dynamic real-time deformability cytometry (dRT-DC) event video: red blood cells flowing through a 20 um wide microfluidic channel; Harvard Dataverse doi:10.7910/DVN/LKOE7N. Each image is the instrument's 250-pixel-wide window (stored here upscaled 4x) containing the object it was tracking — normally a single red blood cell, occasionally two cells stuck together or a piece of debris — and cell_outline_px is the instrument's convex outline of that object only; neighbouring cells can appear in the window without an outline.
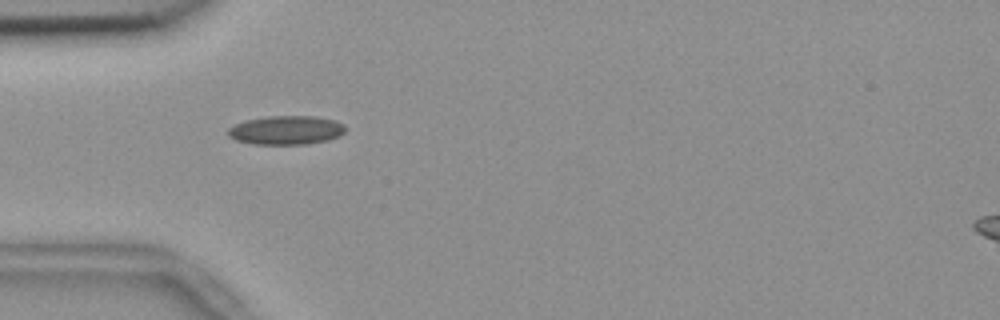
{"species": "common noctule bat (a hibernating species)", "species_latin": "Nyctalus noctula", "temperature_condition": "room temperature", "stored_images_in_passage": 41, "camera_frame_rate_fps": 3000, "um_per_image_px": 0.085, "animal": {"sex": "female", "body_mass_g": 18.4}, "frame": {"image": 1, "passage_image": 3, "time_ms": 0.667, "image_size_px": [1000, 320], "cell_outline_px": [[344, 132], [340, 136], [328, 140], [308, 144], [252, 144], [236, 140], [228, 136], [228, 128], [244, 120], [268, 116], [316, 116], [336, 120], [344, 124]], "centroid_in_image_um": [24.33, 11.06], "position_along_channel_um": 60.7, "area_um2": 19.88}}
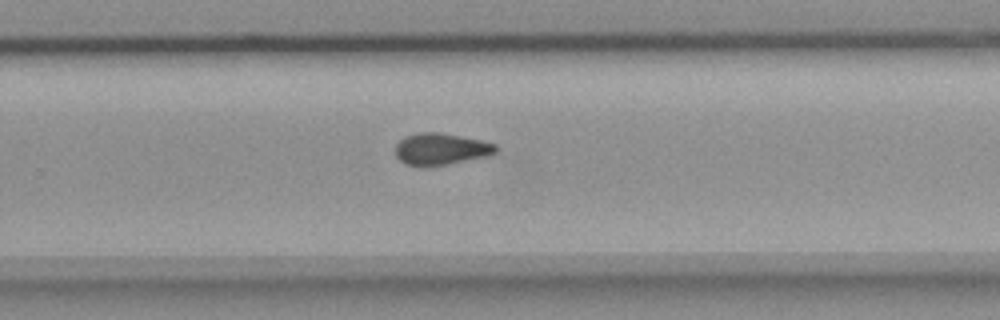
{"frame": {"image": 2, "passage_image": 22, "time_ms": 7.0, "image_size_px": [1000, 320], "cell_outline_px": [[500, 148], [496, 152], [488, 156], [428, 168], [420, 168], [404, 164], [396, 156], [396, 144], [404, 136], [416, 132], [440, 132], [480, 140], [496, 144]], "centroid_in_image_um": [37.45, 12.69], "position_along_channel_um": 292.4, "area_um2": 19.07}}
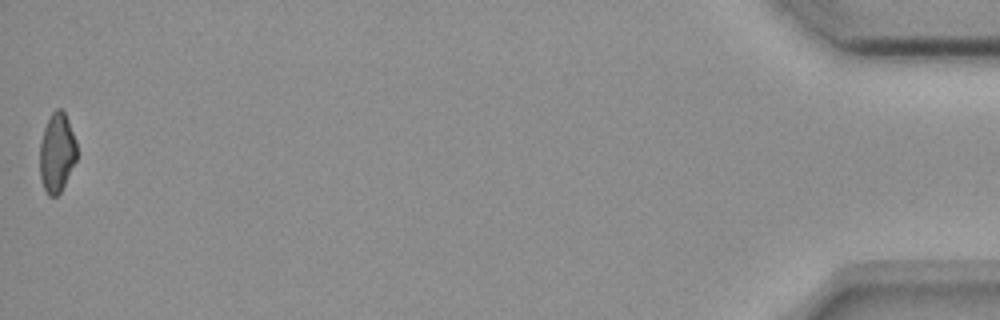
{"frame": {"image": 3, "passage_image": 41, "time_ms": 13.333, "image_size_px": [1000, 320], "cell_outline_px": [[76, 160], [60, 192], [56, 196], [48, 196], [44, 188], [40, 176], [40, 140], [44, 128], [52, 112], [56, 108], [60, 108], [64, 112], [68, 120], [76, 140]], "centroid_in_image_um": [4.83, 12.96], "position_along_channel_um": 430.4, "area_um2": 16.94}, "authors_computed_cell_mechanics": {"area_um2": 18.5538, "velocity_mm_per_s": 3.7036, "shape_relaxation_time_tau1_ms": null, "shape_relaxation_time_tau2_ms": 3.2151, "deformation_change_tau1": null, "deformation_change_tau2": 0.0803}}